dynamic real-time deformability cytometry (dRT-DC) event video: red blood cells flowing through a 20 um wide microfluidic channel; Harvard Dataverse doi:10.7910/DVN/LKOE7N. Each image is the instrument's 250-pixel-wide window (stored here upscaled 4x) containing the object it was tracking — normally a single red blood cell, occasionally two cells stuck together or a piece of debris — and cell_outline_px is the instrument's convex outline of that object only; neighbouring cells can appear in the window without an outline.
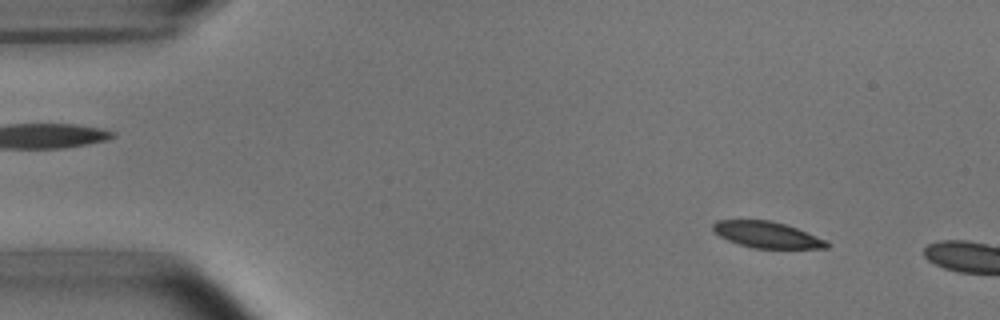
{"species": "common noctule bat (a hibernating species)", "species_latin": "Nyctalus noctula", "temperature_condition": "room temperature", "stored_images_in_passage": 3, "camera_frame_rate_fps": 3000, "um_per_image_px": 0.085, "animal": {"sex": "male", "body_mass_g": 15.6}, "frame": {"image": 1, "passage_image": 2, "time_ms": 1.0, "image_size_px": [1000, 320], "cell_outline_px": [[832, 244], [828, 248], [752, 248], [728, 240], [720, 236], [712, 228], [712, 224], [716, 220], [772, 220], [796, 228], [824, 240]], "centroid_in_image_um": [65.17, 19.95], "position_along_channel_um": 19.8, "area_um2": 17.17}}